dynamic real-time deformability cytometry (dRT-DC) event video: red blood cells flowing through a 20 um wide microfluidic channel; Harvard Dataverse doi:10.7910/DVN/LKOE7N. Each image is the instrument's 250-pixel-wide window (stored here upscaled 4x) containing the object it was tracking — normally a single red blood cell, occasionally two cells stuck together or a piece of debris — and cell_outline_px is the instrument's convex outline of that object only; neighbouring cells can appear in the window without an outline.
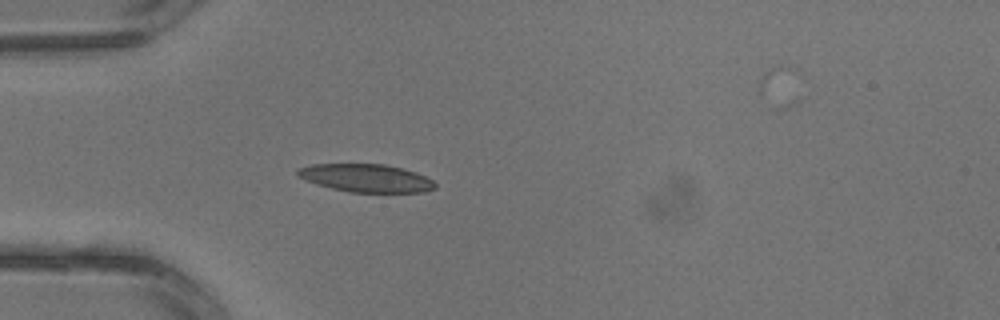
{"species": "common noctule bat (a hibernating species)", "species_latin": "Nyctalus noctula", "temperature_condition": "warm", "stored_images_in_passage": 3, "camera_frame_rate_fps": 3000, "um_per_image_px": 0.085, "animal": {"sex": "male", "body_mass_g": 13.3}, "frame": {"image": 1, "passage_image": 3, "time_ms": 0.667, "image_size_px": [1000, 320], "cell_outline_px": [[436, 188], [424, 192], [348, 192], [316, 184], [296, 176], [296, 168], [312, 164], [384, 164], [416, 172], [432, 180], [436, 184]], "centroid_in_image_um": [31.08, 15.13], "position_along_channel_um": 53.9, "area_um2": 22.43}}